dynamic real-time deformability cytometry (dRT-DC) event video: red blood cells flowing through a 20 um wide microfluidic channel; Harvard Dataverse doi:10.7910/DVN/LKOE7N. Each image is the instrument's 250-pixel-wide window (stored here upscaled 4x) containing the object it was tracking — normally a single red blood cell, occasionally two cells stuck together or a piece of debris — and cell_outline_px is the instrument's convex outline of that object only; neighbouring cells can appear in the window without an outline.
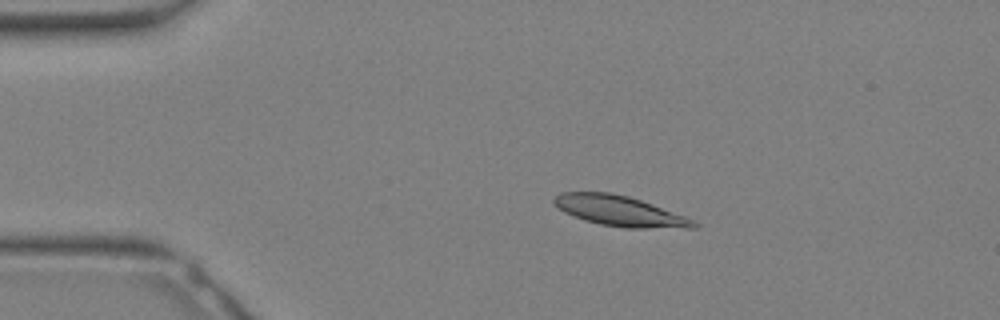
{"species": "Egyptian fruit bat (a non-hibernating species)", "species_latin": "Rousettus aegyptiacus", "temperature_condition": "warm", "stored_images_in_passage": 33, "camera_frame_rate_fps": 3000, "um_per_image_px": 0.085, "animal": {"sex": "female"}, "frame": {"image": 1, "passage_image": 7, "time_ms": 2.0, "image_size_px": [1000, 320], "cell_outline_px": [[700, 224], [696, 228], [624, 228], [600, 224], [584, 220], [564, 212], [552, 200], [560, 192], [612, 192], [628, 196], [652, 204], [684, 216]], "centroid_in_image_um": [52.68, 17.94], "position_along_channel_um": 32.3, "area_um2": 24.51}}
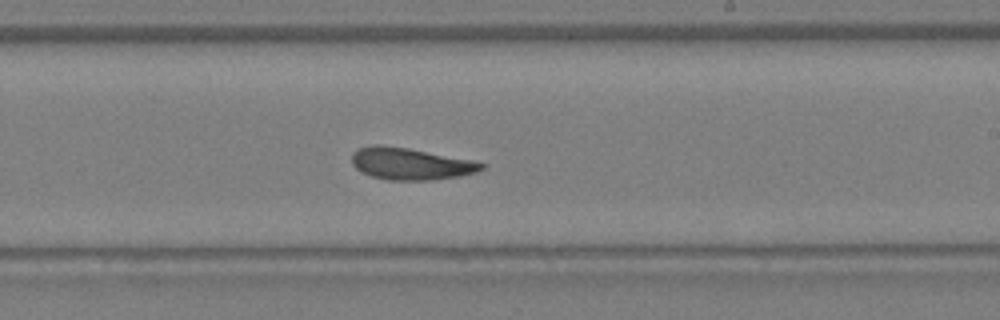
{"frame": {"image": 2, "passage_image": 20, "time_ms": 6.333, "image_size_px": [1000, 320], "cell_outline_px": [[484, 168], [476, 172], [460, 176], [432, 180], [388, 180], [372, 176], [356, 168], [352, 164], [352, 152], [360, 148], [372, 144], [380, 144], [408, 148], [472, 160], [484, 164]], "centroid_in_image_um": [34.88, 13.91], "position_along_channel_um": 254.1, "area_um2": 23.99}}
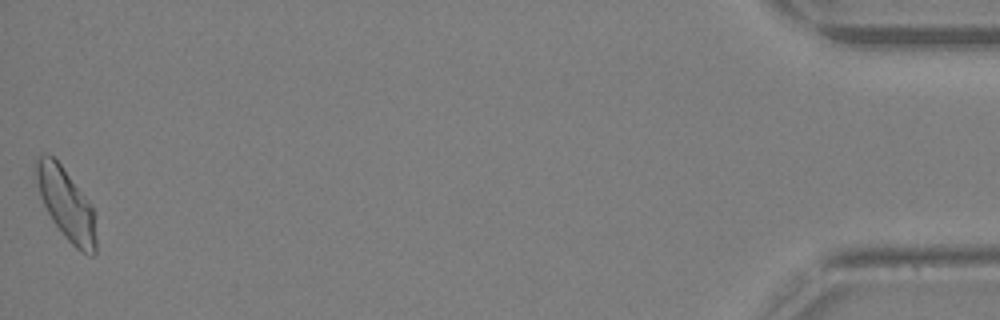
{"frame": {"image": 3, "passage_image": 33, "time_ms": 10.667, "image_size_px": [1000, 320], "cell_outline_px": [[96, 252], [92, 256], [76, 248], [64, 236], [52, 220], [40, 196], [36, 184], [36, 156], [44, 152], [52, 156], [60, 164], [88, 200], [92, 208], [96, 236]], "centroid_in_image_um": [5.6, 17.33], "position_along_channel_um": 429.6, "area_um2": 24.57}}